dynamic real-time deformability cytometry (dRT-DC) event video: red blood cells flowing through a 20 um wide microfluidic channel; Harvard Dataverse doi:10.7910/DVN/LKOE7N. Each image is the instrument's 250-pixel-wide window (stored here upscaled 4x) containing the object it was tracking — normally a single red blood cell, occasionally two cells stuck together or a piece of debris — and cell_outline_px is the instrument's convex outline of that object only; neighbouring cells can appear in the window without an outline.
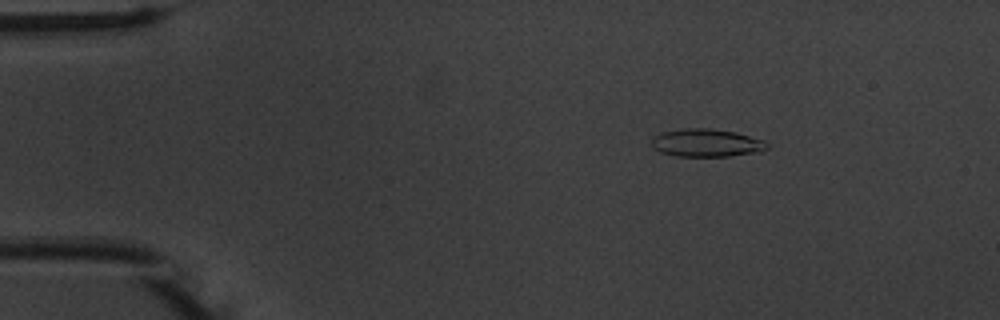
{"species": "common noctule bat (a hibernating species)", "species_latin": "Nyctalus noctula", "temperature_condition": "warm", "stored_images_in_passage": 54, "camera_frame_rate_fps": 3000, "um_per_image_px": 0.085, "animal": {"sex": "male", "body_mass_g": 20.1, "forearm_length_mm": 53.5}, "frame": {"image": 1, "passage_image": 8, "time_ms": 2.333, "image_size_px": [1000, 320], "cell_outline_px": [[768, 148], [764, 152], [728, 156], [676, 156], [660, 152], [652, 148], [652, 136], [660, 132], [684, 128], [708, 128], [736, 132], [764, 140], [768, 144]], "centroid_in_image_um": [60.05, 12.14], "position_along_channel_um": 24.9, "area_um2": 19.07}}
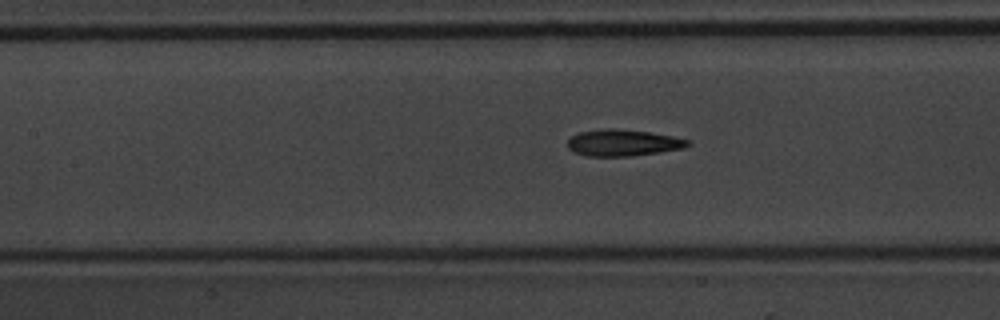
{"frame": {"image": 2, "passage_image": 24, "time_ms": 7.667, "image_size_px": [1000, 320], "cell_outline_px": [[692, 144], [684, 148], [660, 152], [632, 156], [588, 156], [572, 152], [568, 148], [568, 140], [572, 136], [580, 132], [604, 128], [612, 128], [648, 132], [672, 136], [692, 140]], "centroid_in_image_um": [52.98, 12.14], "position_along_channel_um": 154.4, "area_um2": 18.67}}
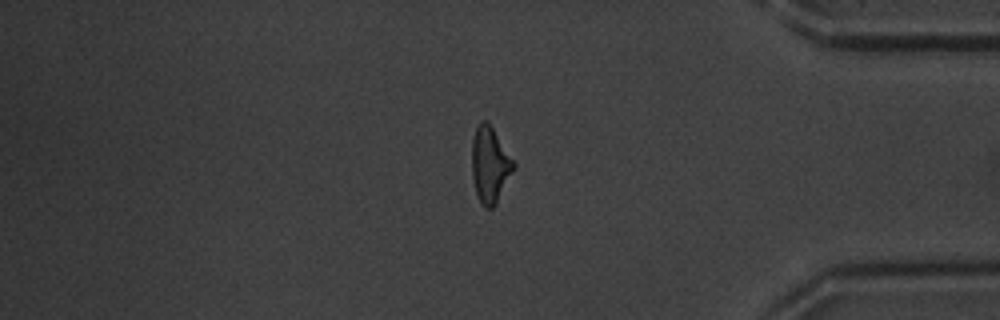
{"frame": {"image": 3, "passage_image": 45, "time_ms": 14.667, "image_size_px": [1000, 320], "cell_outline_px": [[516, 168], [496, 204], [492, 208], [484, 208], [480, 204], [476, 192], [472, 176], [472, 140], [476, 128], [480, 120], [488, 120], [516, 164]], "centroid_in_image_um": [41.66, 14.01], "position_along_channel_um": 393.5, "area_um2": 18.73}, "authors_computed_cell_mechanics": {"area_um2": 18.496, "velocity_mm_per_s": 3.7652, "shape_relaxation_time_tau1_ms": 3.0448, "shape_relaxation_time_tau2_ms": 2.6679, "deformation_change_tau1": 0.1867, "deformation_change_tau2": 0.1397}}